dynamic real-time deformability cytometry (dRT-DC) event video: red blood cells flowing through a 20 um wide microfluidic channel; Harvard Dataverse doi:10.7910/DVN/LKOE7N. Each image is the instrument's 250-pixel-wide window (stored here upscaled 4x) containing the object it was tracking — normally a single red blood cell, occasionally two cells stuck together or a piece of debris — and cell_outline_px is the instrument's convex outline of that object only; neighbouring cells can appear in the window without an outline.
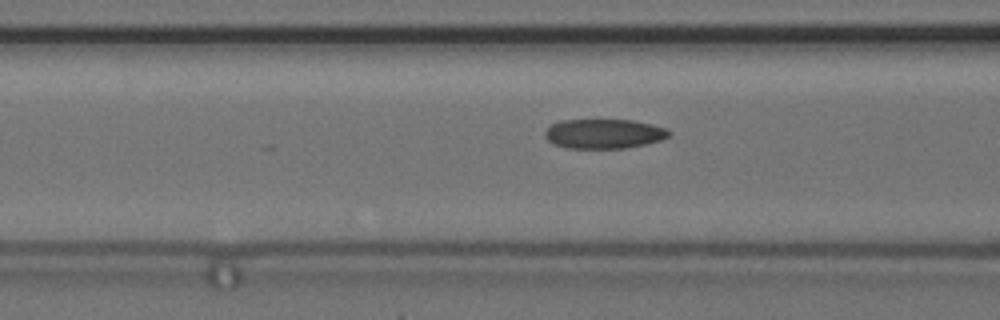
{"species": "common noctule bat (a hibernating species)", "species_latin": "Nyctalus noctula", "temperature_condition": "cold", "stored_images_in_passage": 35, "camera_frame_rate_fps": 3000, "um_per_image_px": 0.085, "animal": {"sex": "female", "body_mass_g": 24.6, "forearm_length_mm": 56.2}, "frame": {"image": 1, "passage_image": 9, "time_ms": 2.667, "image_size_px": [1000, 320], "cell_outline_px": [[672, 132], [668, 136], [660, 140], [644, 144], [624, 148], [568, 148], [552, 144], [544, 136], [544, 132], [552, 124], [560, 120], [632, 120], [652, 124], [668, 128]], "centroid_in_image_um": [51.33, 11.36], "position_along_channel_um": 115.3, "area_um2": 21.39}}
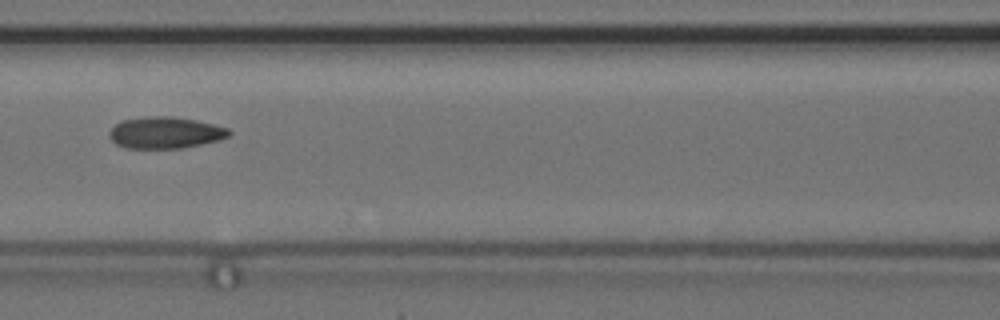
{"frame": {"image": 2, "passage_image": 12, "time_ms": 3.667, "image_size_px": [1000, 320], "cell_outline_px": [[232, 132], [228, 136], [216, 140], [200, 144], [180, 148], [124, 148], [116, 144], [108, 136], [108, 132], [120, 120], [148, 116], [172, 116], [196, 120], [228, 128]], "centroid_in_image_um": [14.0, 11.27], "position_along_channel_um": 152.6, "area_um2": 21.96}}
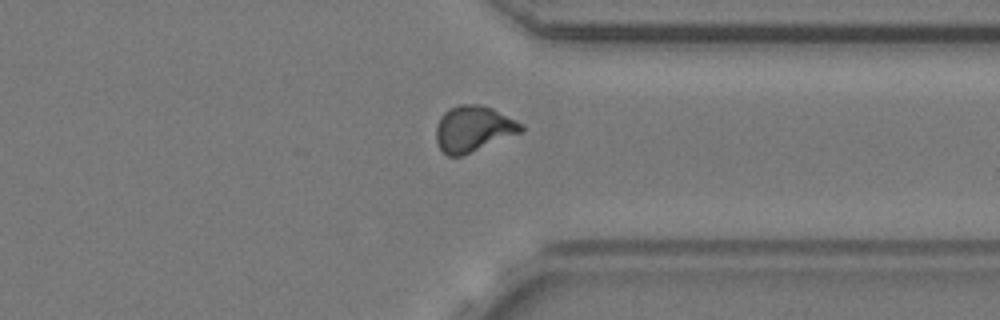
{"frame": {"image": 3, "passage_image": 30, "time_ms": 9.667, "image_size_px": [1000, 320], "cell_outline_px": [[524, 128], [520, 132], [460, 156], [448, 156], [440, 148], [436, 140], [436, 124], [440, 116], [448, 108], [460, 104], [480, 104], [492, 108], [516, 120]], "centroid_in_image_um": [40.17, 10.92], "position_along_channel_um": 371.2, "area_um2": 22.37}}